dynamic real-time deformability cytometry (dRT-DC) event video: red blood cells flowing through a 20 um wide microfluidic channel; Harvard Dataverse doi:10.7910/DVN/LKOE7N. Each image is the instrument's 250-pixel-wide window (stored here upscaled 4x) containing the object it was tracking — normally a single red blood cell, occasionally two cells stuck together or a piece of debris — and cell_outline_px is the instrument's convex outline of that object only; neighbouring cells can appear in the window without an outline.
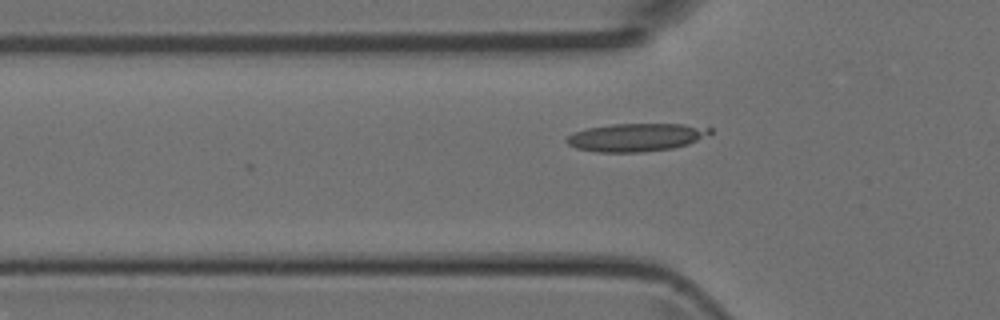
{"species": "Egyptian fruit bat (a non-hibernating species)", "species_latin": "Rousettus aegyptiacus", "temperature_condition": "room temperature", "stored_images_in_passage": 26, "camera_frame_rate_fps": 3000, "um_per_image_px": 0.085, "animal": {"sex": "female"}, "frame": {"image": 1, "passage_image": 2, "time_ms": 0.333, "image_size_px": [1000, 320], "cell_outline_px": [[712, 132], [688, 144], [672, 148], [644, 152], [596, 152], [576, 148], [568, 144], [564, 140], [572, 132], [588, 128], [612, 124], [684, 124], [712, 128]], "centroid_in_image_um": [54.02, 11.67], "position_along_channel_um": 71.8, "area_um2": 23.35}}
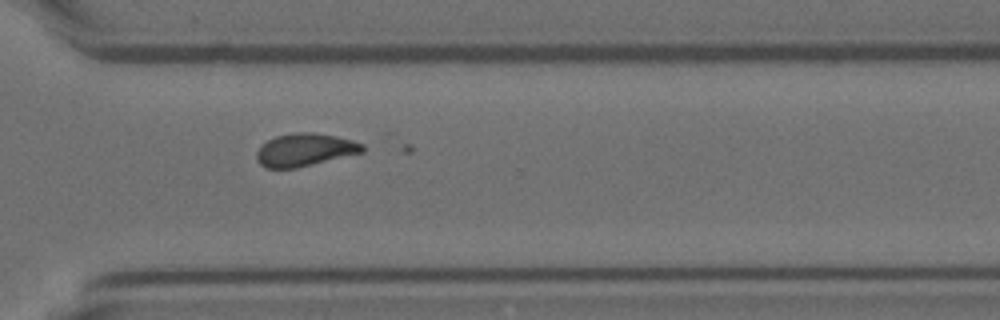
{"frame": {"image": 2, "passage_image": 21, "time_ms": 6.667, "image_size_px": [1000, 320], "cell_outline_px": [[364, 152], [296, 168], [268, 168], [260, 164], [256, 160], [256, 152], [268, 140], [276, 136], [292, 132], [312, 132], [336, 136], [352, 140], [364, 144]], "centroid_in_image_um": [25.92, 12.73], "position_along_channel_um": 344.7, "area_um2": 20.17}}
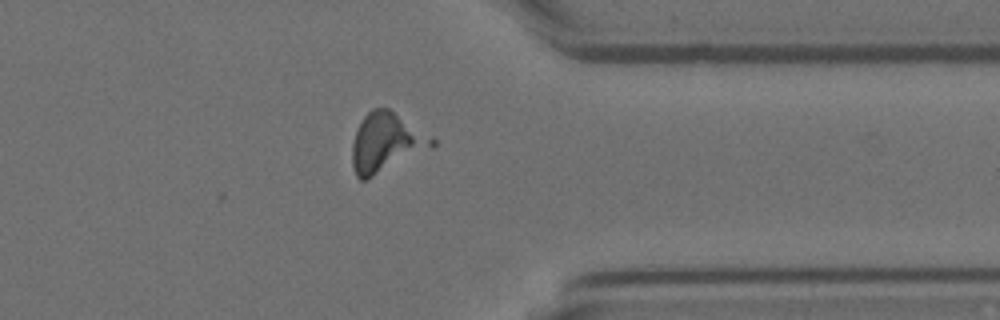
{"frame": {"image": 3, "passage_image": 24, "time_ms": 7.667, "image_size_px": [1000, 320], "cell_outline_px": [[436, 144], [432, 148], [368, 180], [360, 180], [356, 176], [352, 164], [352, 144], [356, 132], [364, 116], [372, 108], [388, 108], [432, 136], [436, 140]], "centroid_in_image_um": [32.83, 12.15], "position_along_channel_um": 378.6, "area_um2": 27.63}}